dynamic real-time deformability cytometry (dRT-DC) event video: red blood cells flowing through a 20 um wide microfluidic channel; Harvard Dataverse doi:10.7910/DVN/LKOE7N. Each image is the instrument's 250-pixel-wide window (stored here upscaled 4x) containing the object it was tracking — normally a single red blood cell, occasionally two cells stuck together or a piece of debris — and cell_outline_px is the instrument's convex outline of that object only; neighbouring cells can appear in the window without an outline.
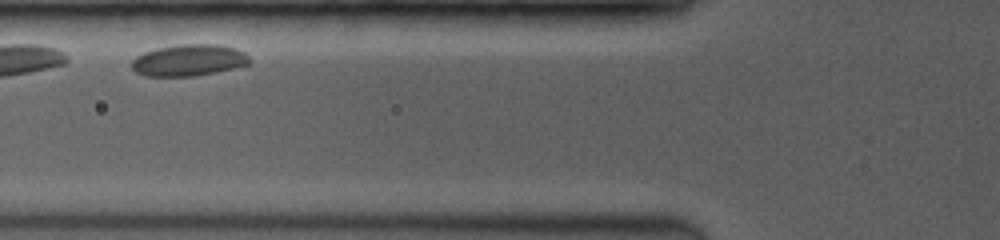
{"species": "common noctule bat (a hibernating species)", "species_latin": "Nyctalus noctula", "temperature_condition": "room temperature", "stored_images_in_passage": 4, "camera_frame_rate_fps": 3500, "um_per_image_px": 0.085, "animal": {"sex": "female", "body_mass_g": 19.0, "forearm_length_mm": 53.3}, "frame": {"image": 1, "passage_image": 3, "time_ms": 1.143, "image_size_px": [1000, 240], "cell_outline_px": [[252, 60], [248, 64], [216, 72], [192, 76], [144, 76], [136, 72], [132, 68], [132, 60], [136, 56], [144, 52], [156, 48], [180, 44], [220, 44], [236, 48], [244, 52]], "centroid_in_image_um": [16.04, 5.11], "position_along_channel_um": 109.8, "area_um2": 21.73}}